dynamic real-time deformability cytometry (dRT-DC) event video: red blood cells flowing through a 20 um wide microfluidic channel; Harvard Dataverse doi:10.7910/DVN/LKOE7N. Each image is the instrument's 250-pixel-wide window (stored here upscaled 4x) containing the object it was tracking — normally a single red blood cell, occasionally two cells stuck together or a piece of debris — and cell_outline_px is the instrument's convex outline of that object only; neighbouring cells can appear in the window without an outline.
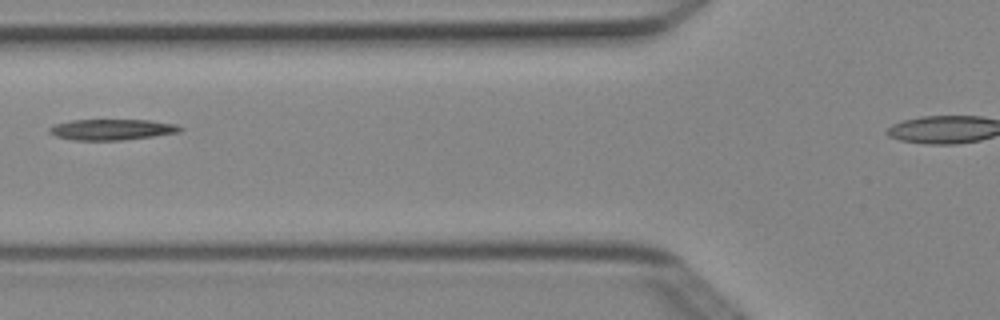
{"species": "Egyptian fruit bat (a non-hibernating species)", "species_latin": "Rousettus aegyptiacus", "temperature_condition": "cold", "stored_images_in_passage": 4, "segment_of_instrument_passage": [1, 2], "camera_frame_rate_fps": 3000, "um_per_image_px": 0.085, "animal": {"sex": "female"}, "frame": {"image": 1, "passage_image": 3, "time_ms": 0.667, "image_size_px": [1000, 320], "cell_outline_px": [[184, 128], [180, 132], [152, 136], [120, 140], [72, 140], [56, 136], [48, 132], [48, 128], [56, 124], [72, 120], [152, 120], [176, 124]], "centroid_in_image_um": [9.52, 11.0], "position_along_channel_um": 116.3, "area_um2": 15.84}}